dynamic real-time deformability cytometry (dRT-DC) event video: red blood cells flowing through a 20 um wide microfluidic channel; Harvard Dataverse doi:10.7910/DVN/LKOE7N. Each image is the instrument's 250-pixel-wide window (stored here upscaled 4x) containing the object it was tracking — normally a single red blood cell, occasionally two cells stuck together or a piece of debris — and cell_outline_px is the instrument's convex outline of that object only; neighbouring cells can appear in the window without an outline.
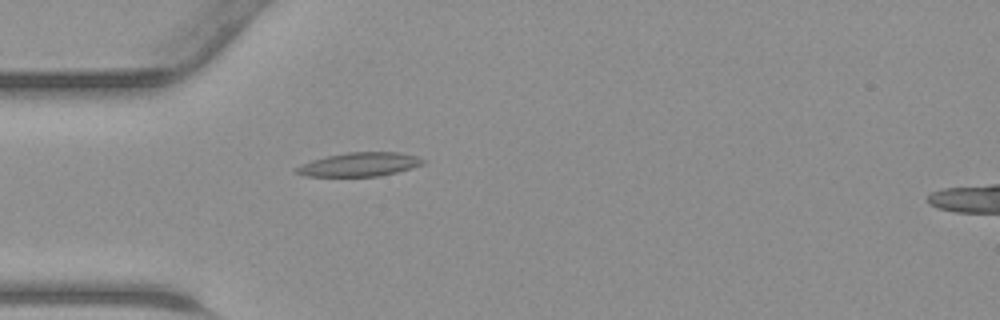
{"species": "common noctule bat (a hibernating species)", "species_latin": "Nyctalus noctula", "temperature_condition": "warm", "stored_images_in_passage": 45, "camera_frame_rate_fps": 3000, "um_per_image_px": 0.085, "animal": {"sex": "male", "body_mass_g": 23.1, "forearm_length_mm": 52.7}, "frame": {"image": 1, "passage_image": 13, "time_ms": 4.0, "image_size_px": [1000, 320], "cell_outline_px": [[424, 164], [412, 168], [380, 176], [304, 176], [296, 172], [292, 168], [312, 160], [328, 156], [348, 152], [396, 152], [416, 156], [424, 160]], "centroid_in_image_um": [30.54, 13.98], "position_along_channel_um": 54.5, "area_um2": 17.46}}
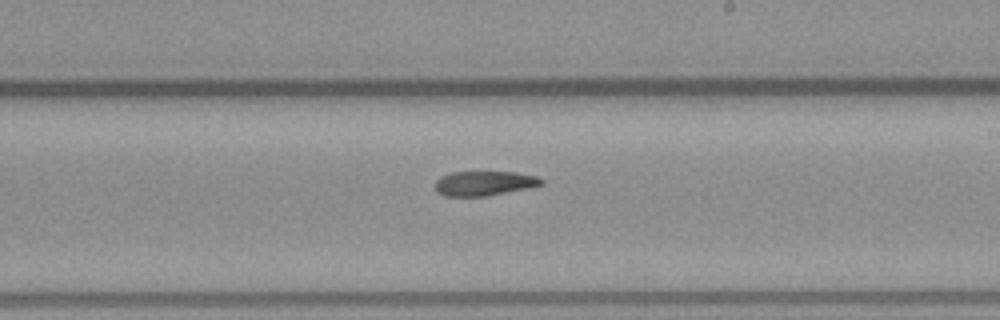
{"frame": {"image": 2, "passage_image": 26, "time_ms": 8.333, "image_size_px": [1000, 320], "cell_outline_px": [[544, 184], [484, 196], [444, 196], [436, 192], [436, 180], [440, 176], [452, 172], [516, 172], [536, 176], [544, 180]], "centroid_in_image_um": [41.12, 15.57], "position_along_channel_um": 247.9, "area_um2": 15.03}}
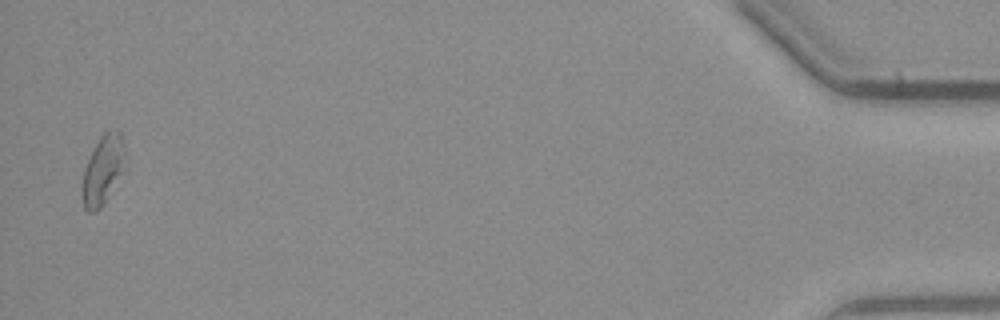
{"frame": {"image": 3, "passage_image": 44, "time_ms": 14.333, "image_size_px": [1000, 320], "cell_outline_px": [[124, 152], [120, 172], [108, 196], [100, 208], [96, 212], [88, 212], [84, 208], [80, 192], [84, 168], [100, 136], [104, 132], [116, 128], [120, 132]], "centroid_in_image_um": [8.67, 14.47], "position_along_channel_um": 426.5, "area_um2": 16.7}}